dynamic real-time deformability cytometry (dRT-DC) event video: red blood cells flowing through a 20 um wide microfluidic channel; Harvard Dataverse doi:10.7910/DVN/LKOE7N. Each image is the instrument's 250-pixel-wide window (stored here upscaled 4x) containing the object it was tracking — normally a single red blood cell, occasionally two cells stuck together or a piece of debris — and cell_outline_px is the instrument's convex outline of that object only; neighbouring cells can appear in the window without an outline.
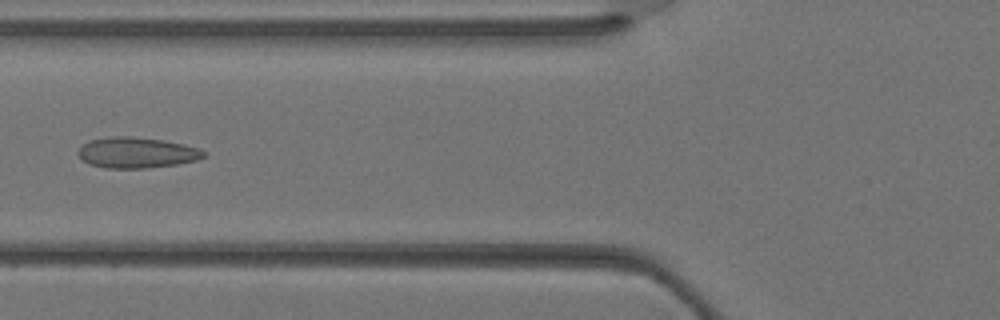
{"species": "Egyptian fruit bat (a non-hibernating species)", "species_latin": "Rousettus aegyptiacus", "temperature_condition": "warm", "stored_images_in_passage": 28, "camera_frame_rate_fps": 3000, "um_per_image_px": 0.085, "animal": {"sex": "female"}, "frame": {"image": 1, "passage_image": 7, "time_ms": 2.0, "image_size_px": [1000, 320], "cell_outline_px": [[204, 156], [196, 160], [176, 164], [144, 168], [104, 168], [88, 164], [76, 152], [88, 140], [112, 136], [132, 136], [164, 140], [184, 144], [200, 148], [204, 152]], "centroid_in_image_um": [11.59, 12.96], "position_along_channel_um": 114.2, "area_um2": 22.48}}
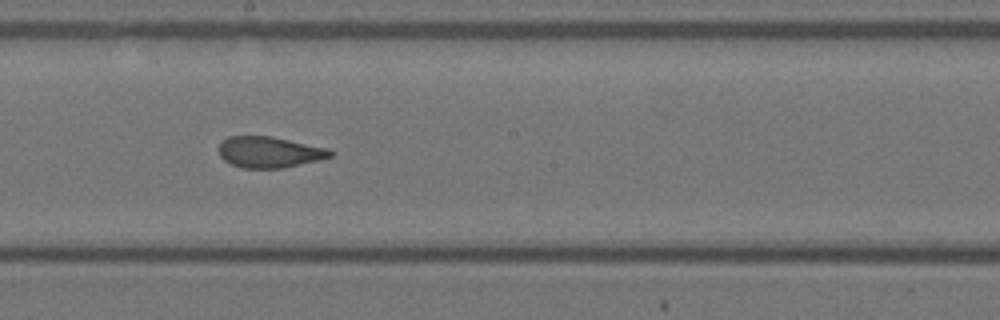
{"frame": {"image": 2, "passage_image": 13, "time_ms": 4.0, "image_size_px": [1000, 320], "cell_outline_px": [[332, 156], [320, 160], [280, 168], [240, 168], [224, 160], [220, 156], [216, 148], [220, 140], [228, 136], [272, 136], [328, 148], [332, 152]], "centroid_in_image_um": [22.83, 12.92], "position_along_channel_um": 225.4, "area_um2": 20.4}}
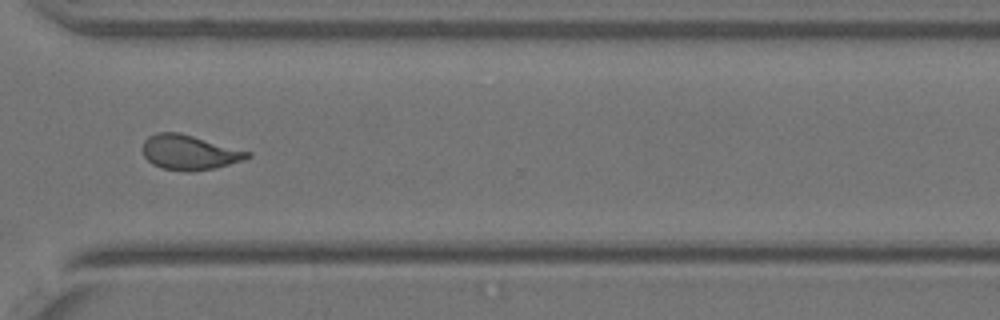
{"frame": {"image": 3, "passage_image": 20, "time_ms": 6.333, "image_size_px": [1000, 320], "cell_outline_px": [[252, 156], [244, 160], [216, 168], [188, 172], [160, 168], [152, 164], [144, 156], [140, 148], [144, 140], [148, 136], [156, 132], [180, 132], [252, 152]], "centroid_in_image_um": [16.07, 12.95], "position_along_channel_um": 354.5, "area_um2": 21.68}}